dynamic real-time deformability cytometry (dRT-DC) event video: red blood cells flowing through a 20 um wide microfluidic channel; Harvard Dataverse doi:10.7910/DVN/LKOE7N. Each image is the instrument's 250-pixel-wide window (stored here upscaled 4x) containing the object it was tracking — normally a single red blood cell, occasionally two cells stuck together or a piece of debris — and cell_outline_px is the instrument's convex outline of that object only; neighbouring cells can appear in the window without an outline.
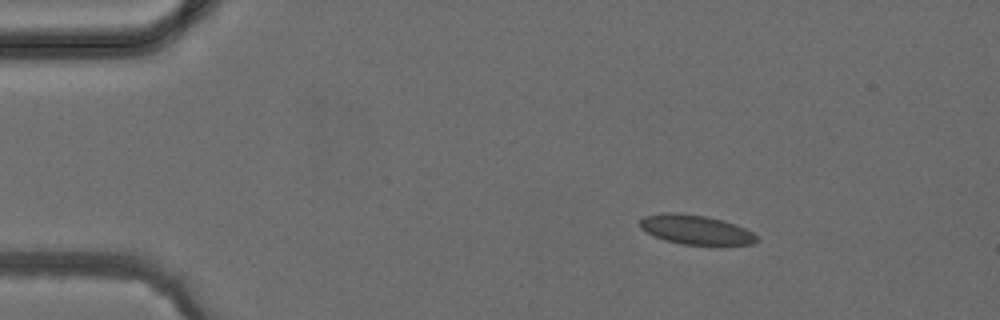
{"species": "common noctule bat (a hibernating species)", "species_latin": "Nyctalus noctula", "temperature_condition": "cold", "stored_images_in_passage": 4, "camera_frame_rate_fps": 3000, "um_per_image_px": 0.085, "animal": {"sex": "female", "body_mass_g": 24.6, "forearm_length_mm": 56.2}, "frame": {"image": 1, "passage_image": 1, "time_ms": 0.0, "image_size_px": [1000, 320], "cell_outline_px": [[760, 240], [752, 244], [680, 244], [664, 240], [640, 228], [640, 220], [644, 216], [664, 212], [676, 212], [708, 216], [724, 220], [736, 224], [752, 232]], "centroid_in_image_um": [59.14, 19.5], "position_along_channel_um": 25.9, "area_um2": 19.94}}
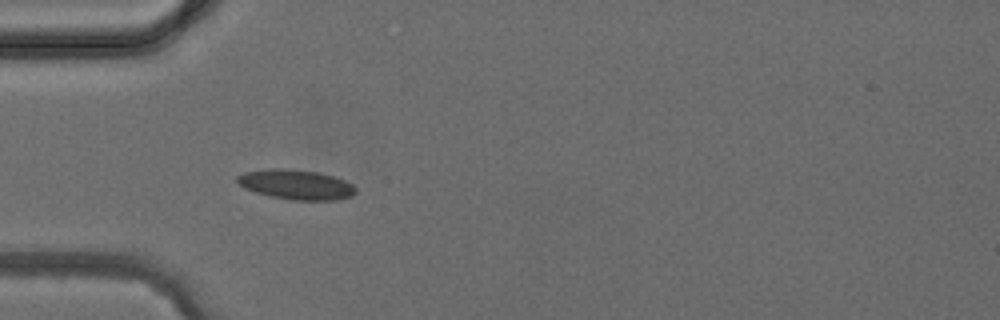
{"frame": {"image": 2, "passage_image": 3, "time_ms": 2.333, "image_size_px": [1000, 320], "cell_outline_px": [[356, 192], [352, 196], [336, 200], [292, 200], [268, 196], [244, 188], [236, 180], [236, 176], [244, 172], [268, 168], [284, 168], [316, 172], [332, 176], [344, 180], [352, 184], [356, 188]], "centroid_in_image_um": [25.15, 15.69], "position_along_channel_um": 59.9, "area_um2": 20.63}}
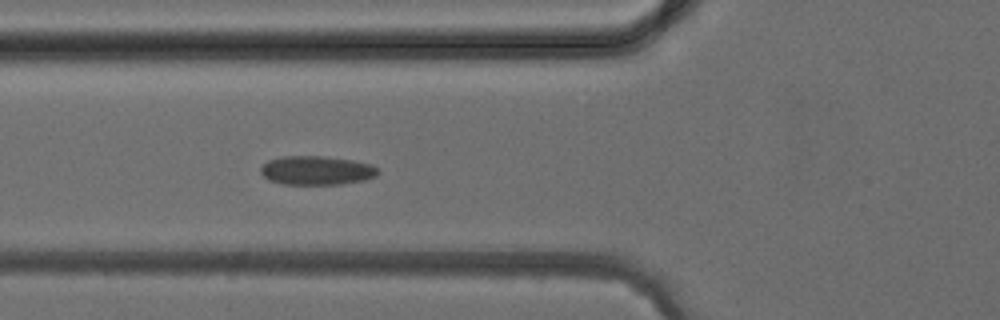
{"frame": {"image": 3, "passage_image": 4, "time_ms": 3.333, "image_size_px": [1000, 320], "cell_outline_px": [[380, 172], [376, 176], [364, 180], [340, 184], [284, 184], [268, 180], [260, 172], [260, 168], [268, 160], [284, 156], [324, 156], [352, 160], [372, 164], [380, 168]], "centroid_in_image_um": [26.94, 14.48], "position_along_channel_um": 98.9, "area_um2": 19.88}}